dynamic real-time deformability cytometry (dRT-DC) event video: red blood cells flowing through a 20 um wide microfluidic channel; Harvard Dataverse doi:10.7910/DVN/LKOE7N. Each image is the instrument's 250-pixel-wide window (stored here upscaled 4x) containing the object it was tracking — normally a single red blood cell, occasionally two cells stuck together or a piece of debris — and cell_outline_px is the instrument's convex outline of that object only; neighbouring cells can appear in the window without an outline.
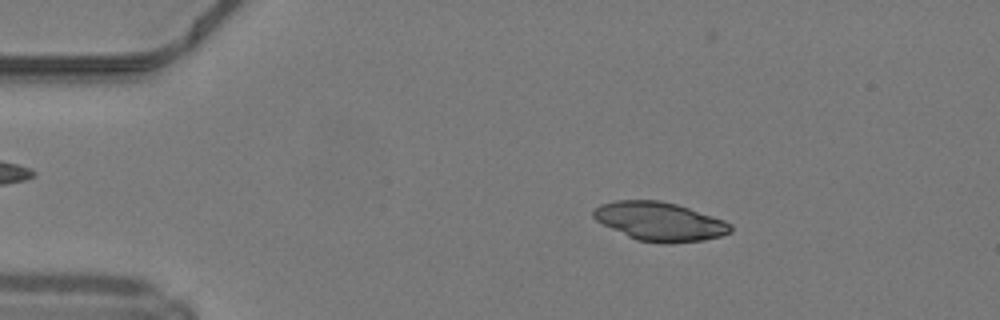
{"species": "common noctule bat (a hibernating species)", "species_latin": "Nyctalus noctula", "temperature_condition": "warm", "stored_images_in_passage": 21, "camera_frame_rate_fps": 3000, "um_per_image_px": 0.085, "animal": {"sex": "male", "body_mass_g": 19.2, "forearm_length_mm": 51.8}, "frame": {"image": 1, "passage_image": 8, "time_ms": 2.333, "image_size_px": [1000, 320], "cell_outline_px": [[732, 232], [720, 236], [704, 240], [668, 244], [664, 244], [636, 240], [596, 220], [592, 216], [592, 212], [600, 204], [616, 200], [660, 200], [676, 204], [724, 220], [732, 224]], "centroid_in_image_um": [56.09, 18.83], "position_along_channel_um": 28.9, "area_um2": 30.87}}